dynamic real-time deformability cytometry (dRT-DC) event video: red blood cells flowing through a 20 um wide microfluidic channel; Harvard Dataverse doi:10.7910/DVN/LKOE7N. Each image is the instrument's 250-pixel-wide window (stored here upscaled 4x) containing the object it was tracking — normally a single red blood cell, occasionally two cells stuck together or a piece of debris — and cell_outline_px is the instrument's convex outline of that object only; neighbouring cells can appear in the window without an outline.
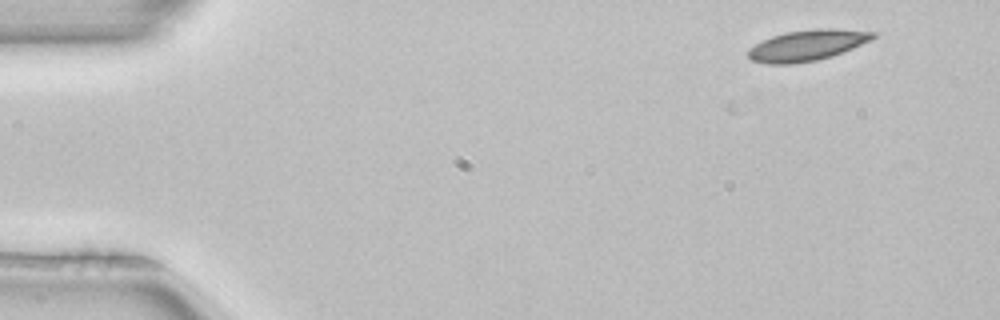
{"species": "common noctule bat (a hibernating species)", "species_latin": "Nyctalus noctula", "temperature_condition": "room temperature", "stored_images_in_passage": 2, "camera_frame_rate_fps": 3000, "um_per_image_px": 0.085, "animal": {"sex": "female", "body_mass_g": 22.7, "forearm_length_mm": 54.2}, "frame": {"image": 1, "passage_image": 2, "time_ms": 0.333, "image_size_px": [1000, 320], "cell_outline_px": [[880, 32], [872, 40], [832, 56], [816, 60], [792, 64], [768, 64], [752, 60], [748, 56], [748, 48], [772, 36], [784, 32], [812, 28], [836, 28]], "centroid_in_image_um": [68.65, 3.83], "position_along_channel_um": 16.3, "area_um2": 22.66}}